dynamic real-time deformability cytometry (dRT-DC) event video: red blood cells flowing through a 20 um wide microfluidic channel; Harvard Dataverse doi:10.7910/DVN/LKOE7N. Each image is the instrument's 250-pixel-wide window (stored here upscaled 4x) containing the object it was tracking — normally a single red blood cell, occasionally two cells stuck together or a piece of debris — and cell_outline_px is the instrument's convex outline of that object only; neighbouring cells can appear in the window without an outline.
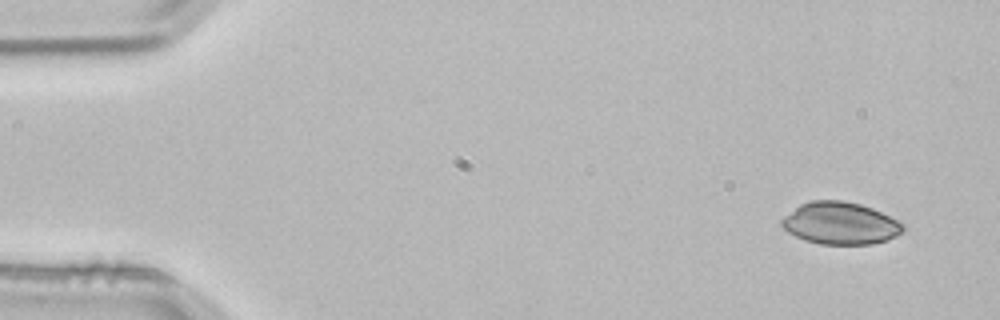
{"species": "common noctule bat (a hibernating species)", "species_latin": "Nyctalus noctula", "temperature_condition": "room temperature", "stored_images_in_passage": 3, "camera_frame_rate_fps": 3000, "um_per_image_px": 0.085, "animal": {"sex": "male", "body_mass_g": 21.5, "forearm_length_mm": 52.0}, "frame": {"image": 1, "passage_image": 1, "time_ms": 0.0, "image_size_px": [1000, 320], "cell_outline_px": [[904, 228], [896, 236], [888, 240], [872, 244], [820, 244], [804, 240], [788, 232], [780, 224], [780, 220], [784, 216], [800, 204], [808, 200], [844, 200], [860, 204], [872, 208], [904, 224]], "centroid_in_image_um": [71.39, 18.97], "position_along_channel_um": 13.6, "area_um2": 29.82}}
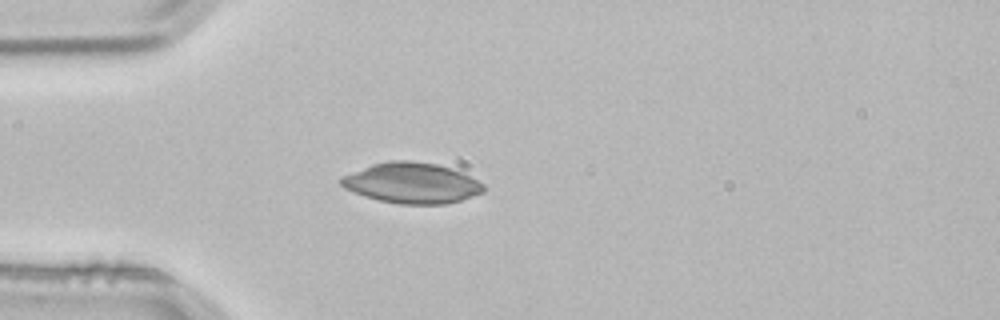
{"frame": {"image": 2, "passage_image": 3, "time_ms": 0.667, "image_size_px": [1000, 320], "cell_outline_px": [[484, 192], [460, 200], [444, 204], [400, 204], [380, 200], [364, 196], [344, 188], [336, 180], [340, 176], [372, 164], [388, 160], [408, 160], [436, 164], [452, 168], [484, 184]], "centroid_in_image_um": [34.94, 15.55], "position_along_channel_um": 50.1, "area_um2": 33.7}}